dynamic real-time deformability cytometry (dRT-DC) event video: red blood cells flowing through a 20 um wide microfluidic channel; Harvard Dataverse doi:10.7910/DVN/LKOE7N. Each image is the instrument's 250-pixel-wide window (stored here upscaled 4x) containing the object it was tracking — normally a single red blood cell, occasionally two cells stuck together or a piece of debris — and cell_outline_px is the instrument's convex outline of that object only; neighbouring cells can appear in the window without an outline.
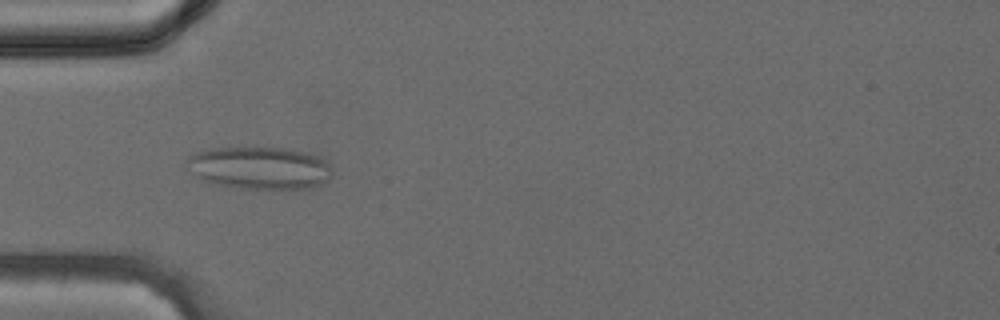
{"species": "common noctule bat (a hibernating species)", "species_latin": "Nyctalus noctula", "temperature_condition": "cold", "stored_images_in_passage": 39, "camera_frame_rate_fps": 3000, "um_per_image_px": 0.085, "animal": {"sex": "female", "body_mass_g": 24.6, "forearm_length_mm": 56.2}, "frame": {"image": 1, "passage_image": 12, "time_ms": 3.667, "image_size_px": [1000, 320], "cell_outline_px": [[332, 176], [328, 180], [320, 184], [308, 188], [240, 188], [216, 184], [204, 180], [184, 168], [184, 160], [188, 156], [196, 152], [212, 148], [292, 148], [308, 152], [324, 160], [332, 168]], "centroid_in_image_um": [22.03, 14.26], "position_along_channel_um": 63.0, "area_um2": 36.13}}